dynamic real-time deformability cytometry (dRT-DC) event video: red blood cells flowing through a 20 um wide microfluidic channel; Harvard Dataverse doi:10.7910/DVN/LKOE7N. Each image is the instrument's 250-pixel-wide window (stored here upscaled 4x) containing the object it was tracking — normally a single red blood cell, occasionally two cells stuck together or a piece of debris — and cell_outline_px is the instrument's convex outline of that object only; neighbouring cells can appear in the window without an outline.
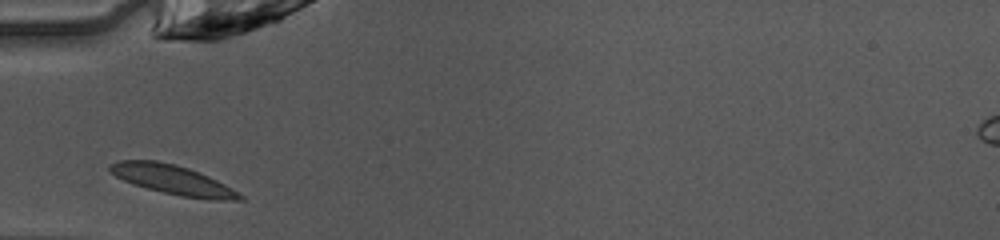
{"species": "common noctule bat (a hibernating species)", "species_latin": "Nyctalus noctula", "temperature_condition": "warm", "stored_images_in_passage": 25, "camera_frame_rate_fps": 3000, "um_per_image_px": 0.085, "animal": {"sex": "female", "body_mass_g": 10.0, "forearm_length_mm": 53.1}, "frame": {"image": 1, "passage_image": 1, "time_ms": 0.0, "image_size_px": [1000, 240], "cell_outline_px": [[244, 200], [216, 200], [180, 196], [132, 184], [108, 172], [108, 164], [120, 160], [156, 160], [188, 168], [200, 172], [224, 184], [244, 196]], "centroid_in_image_um": [14.65, 15.27], "position_along_channel_um": 70.4, "area_um2": 22.08}}
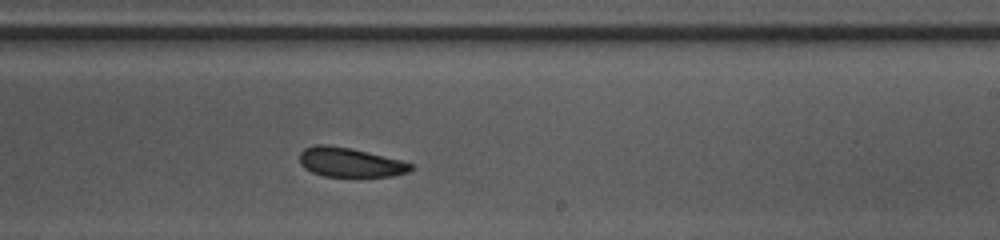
{"frame": {"image": 2, "passage_image": 15, "time_ms": 4.667, "image_size_px": [1000, 240], "cell_outline_px": [[412, 168], [408, 172], [392, 176], [324, 176], [312, 172], [304, 168], [300, 164], [300, 152], [304, 148], [316, 144], [328, 144], [348, 148], [400, 160], [412, 164]], "centroid_in_image_um": [29.7, 13.8], "position_along_channel_um": 259.3, "area_um2": 18.73}}
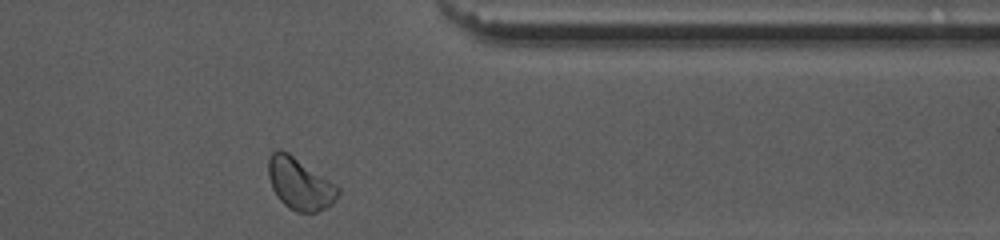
{"frame": {"image": 3, "passage_image": 25, "time_ms": 8.0, "image_size_px": [1000, 240], "cell_outline_px": [[340, 192], [336, 200], [332, 204], [316, 212], [296, 212], [288, 208], [276, 196], [272, 188], [268, 176], [268, 156], [272, 152], [280, 148], [288, 152], [340, 188]], "centroid_in_image_um": [25.45, 15.62], "position_along_channel_um": 385.9, "area_um2": 20.98}, "authors_computed_cell_mechanics": {"area_um2": 19.941, "velocity_mm_per_s": 4.0415, "shape_relaxation_time_tau1_ms": 4.814, "shape_relaxation_time_tau2_ms": 7.8893, "deformation_change_tau1": 0.1016, "deformation_change_tau2": 0.1255}}